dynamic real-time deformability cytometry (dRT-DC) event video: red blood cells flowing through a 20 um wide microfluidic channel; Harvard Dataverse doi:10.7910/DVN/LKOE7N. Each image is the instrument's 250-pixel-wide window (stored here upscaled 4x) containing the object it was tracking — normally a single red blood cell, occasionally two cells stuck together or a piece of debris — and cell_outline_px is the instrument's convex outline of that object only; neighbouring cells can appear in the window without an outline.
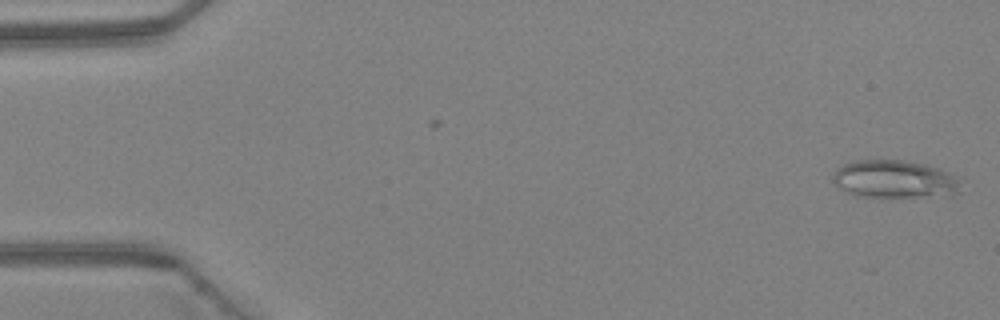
{"species": "Egyptian fruit bat (a non-hibernating species)", "species_latin": "Rousettus aegyptiacus", "temperature_condition": "warm", "stored_images_in_passage": 2, "camera_frame_rate_fps": 3000, "um_per_image_px": 0.085, "animal": {"sex": "female"}, "frame": {"image": 1, "passage_image": 2, "time_ms": 0.333, "image_size_px": [1000, 320], "cell_outline_px": [[960, 192], [952, 196], [860, 196], [840, 188], [832, 180], [832, 176], [836, 168], [844, 164], [856, 160], [900, 160], [928, 164], [940, 168], [960, 180]], "centroid_in_image_um": [76.07, 15.22], "position_along_channel_um": 8.9, "area_um2": 28.09}}